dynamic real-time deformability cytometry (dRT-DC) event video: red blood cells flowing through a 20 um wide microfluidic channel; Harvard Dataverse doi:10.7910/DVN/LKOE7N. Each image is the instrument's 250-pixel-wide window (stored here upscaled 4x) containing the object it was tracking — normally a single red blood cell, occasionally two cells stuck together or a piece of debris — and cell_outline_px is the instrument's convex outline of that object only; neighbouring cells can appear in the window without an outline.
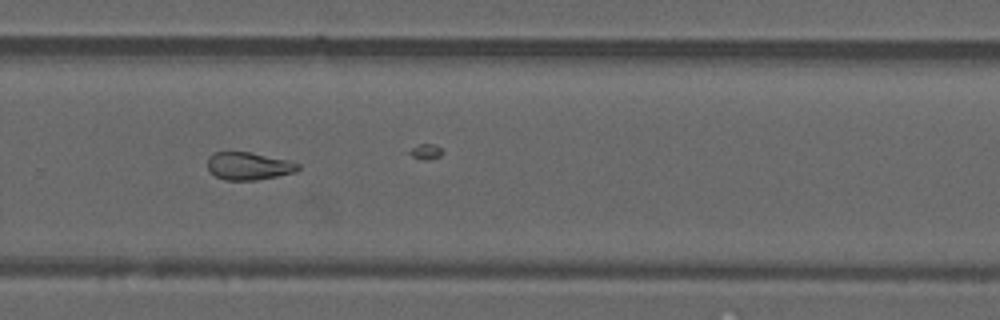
{"species": "common noctule bat (a hibernating species)", "species_latin": "Nyctalus noctula", "temperature_condition": "warm", "stored_images_in_passage": 39, "camera_frame_rate_fps": 3000, "um_per_image_px": 0.085, "animal": {"sex": "male", "forearm_length_mm": 52.5}, "frame": {"image": 1, "passage_image": 34, "time_ms": 11.0, "image_size_px": [1000, 320], "cell_outline_px": [[300, 168], [296, 172], [256, 180], [224, 180], [216, 176], [208, 168], [208, 156], [212, 152], [252, 152], [288, 160], [300, 164]], "centroid_in_image_um": [21.14, 14.1], "position_along_channel_um": 308.7, "area_um2": 14.62}}